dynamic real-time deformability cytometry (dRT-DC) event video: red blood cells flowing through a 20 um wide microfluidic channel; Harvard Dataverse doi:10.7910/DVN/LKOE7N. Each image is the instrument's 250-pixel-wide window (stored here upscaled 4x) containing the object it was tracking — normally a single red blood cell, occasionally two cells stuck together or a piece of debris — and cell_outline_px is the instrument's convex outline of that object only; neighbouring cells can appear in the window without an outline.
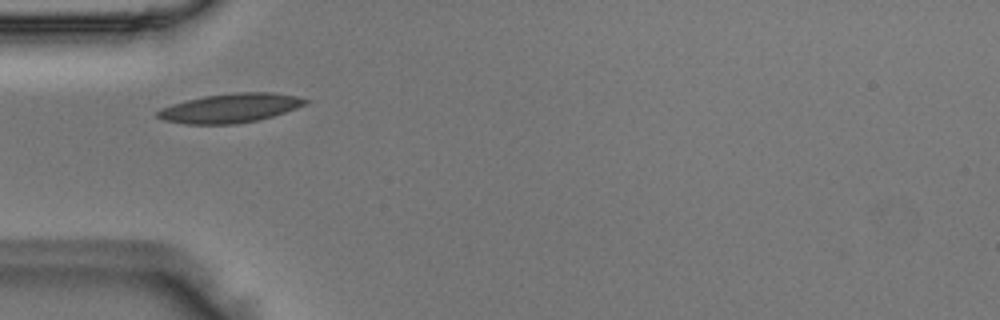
{"species": "Egyptian fruit bat (a non-hibernating species)", "species_latin": "Rousettus aegyptiacus", "temperature_condition": "room temperature", "stored_images_in_passage": 36, "camera_frame_rate_fps": 3000, "um_per_image_px": 0.085, "animal": {"sex": "male"}, "frame": {"image": 1, "passage_image": 1, "time_ms": 0.0, "image_size_px": [1000, 320], "cell_outline_px": [[308, 104], [260, 120], [236, 124], [184, 124], [164, 120], [156, 116], [156, 112], [160, 108], [172, 104], [204, 96], [236, 92], [272, 92], [296, 96], [308, 100]], "centroid_in_image_um": [19.57, 9.19], "position_along_channel_um": 65.4, "area_um2": 25.09}}
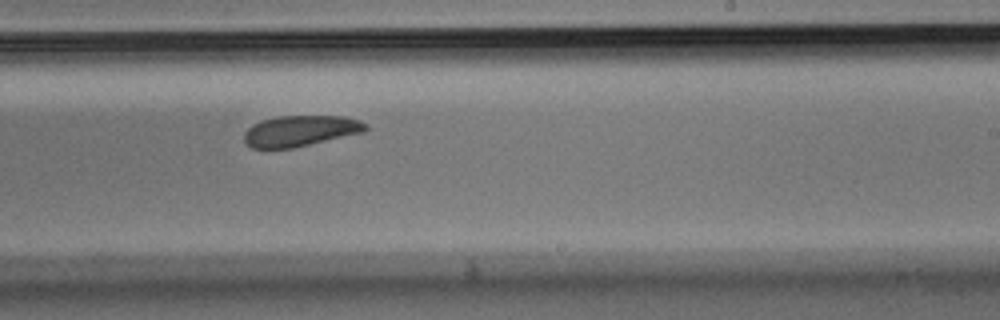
{"frame": {"image": 2, "passage_image": 16, "time_ms": 5.0, "image_size_px": [1000, 320], "cell_outline_px": [[368, 128], [364, 132], [292, 148], [252, 148], [244, 140], [244, 132], [252, 124], [260, 120], [276, 116], [344, 116], [360, 120], [368, 124]], "centroid_in_image_um": [25.53, 11.11], "position_along_channel_um": 263.5, "area_um2": 21.91}}
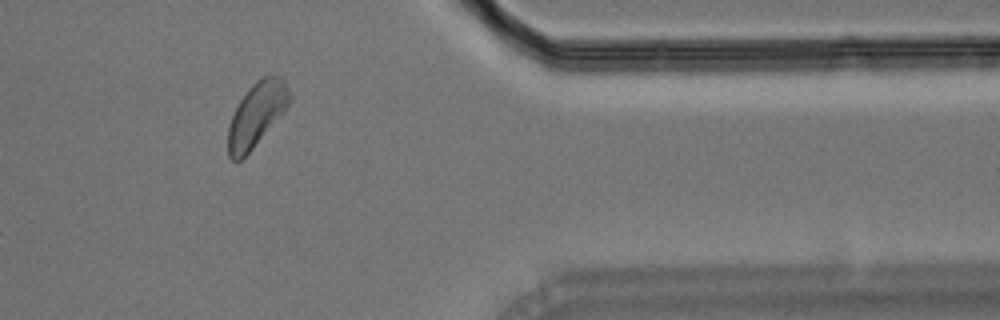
{"frame": {"image": 3, "passage_image": 27, "time_ms": 8.667, "image_size_px": [1000, 320], "cell_outline_px": [[292, 96], [284, 112], [252, 148], [236, 164], [228, 156], [228, 124], [240, 100], [248, 88], [256, 80], [264, 76], [280, 76], [288, 88]], "centroid_in_image_um": [21.79, 9.73], "position_along_channel_um": 389.6, "area_um2": 22.66}}